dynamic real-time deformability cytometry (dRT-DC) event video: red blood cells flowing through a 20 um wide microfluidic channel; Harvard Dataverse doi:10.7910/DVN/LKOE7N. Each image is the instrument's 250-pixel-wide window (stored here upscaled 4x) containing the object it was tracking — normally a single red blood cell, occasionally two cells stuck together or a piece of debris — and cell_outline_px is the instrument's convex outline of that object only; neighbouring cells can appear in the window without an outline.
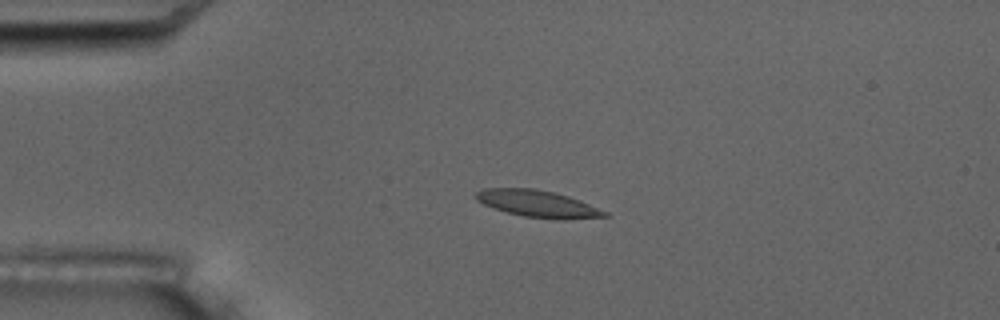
{"species": "common noctule bat (a hibernating species)", "species_latin": "Nyctalus noctula", "temperature_condition": "room temperature", "stored_images_in_passage": 4, "camera_frame_rate_fps": 3000, "um_per_image_px": 0.085, "animal": {"sex": "male", "body_mass_g": 17.5, "forearm_length_mm": 52.3}, "frame": {"image": 1, "passage_image": 3, "time_ms": 2.0, "image_size_px": [1000, 320], "cell_outline_px": [[608, 216], [560, 220], [524, 216], [508, 212], [484, 204], [476, 200], [472, 196], [480, 188], [536, 188], [568, 196], [608, 212]], "centroid_in_image_um": [45.66, 17.31], "position_along_channel_um": 39.3, "area_um2": 20.0}}